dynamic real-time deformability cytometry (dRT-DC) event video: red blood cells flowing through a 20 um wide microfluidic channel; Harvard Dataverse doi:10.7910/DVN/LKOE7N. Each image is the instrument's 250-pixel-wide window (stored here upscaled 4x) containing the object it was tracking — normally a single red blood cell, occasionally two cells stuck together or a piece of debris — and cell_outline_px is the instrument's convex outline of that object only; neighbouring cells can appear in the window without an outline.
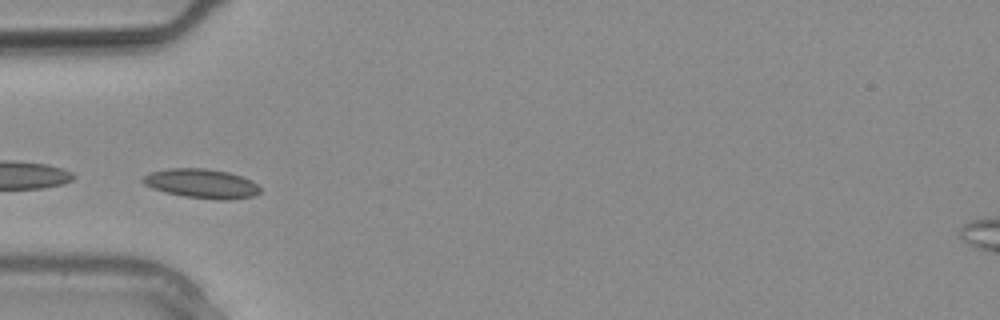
{"species": "common noctule bat (a hibernating species)", "species_latin": "Nyctalus noctula", "temperature_condition": "warm", "stored_images_in_passage": 11, "camera_frame_rate_fps": 3000, "um_per_image_px": 0.085, "animal": {"sex": "male", "body_mass_g": 20.4}, "frame": {"image": 1, "passage_image": 8, "time_ms": 2.333, "image_size_px": [1000, 320], "cell_outline_px": [[260, 192], [252, 196], [232, 200], [216, 200], [184, 196], [164, 192], [152, 188], [144, 184], [140, 180], [144, 176], [152, 172], [168, 168], [208, 168], [228, 172], [252, 180], [260, 188]], "centroid_in_image_um": [17.13, 15.6], "position_along_channel_um": 67.9, "area_um2": 20.11}}